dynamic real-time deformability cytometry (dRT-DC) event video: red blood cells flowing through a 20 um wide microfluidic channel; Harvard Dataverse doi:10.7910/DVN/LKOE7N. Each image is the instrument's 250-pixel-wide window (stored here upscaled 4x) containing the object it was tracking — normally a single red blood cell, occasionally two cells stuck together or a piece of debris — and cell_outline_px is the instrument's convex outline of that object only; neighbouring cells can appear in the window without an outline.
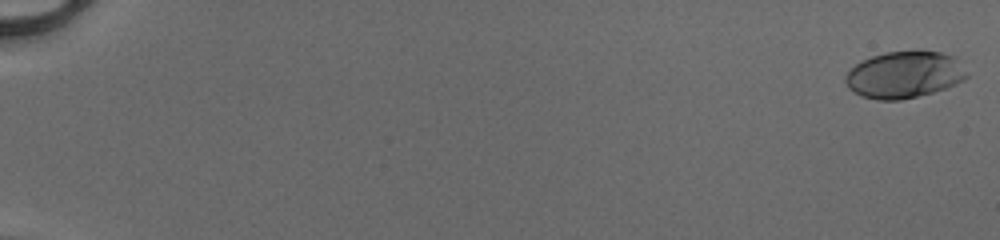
{"species": "human", "species_latin": "Homo sapiens", "temperature_condition": "cold", "stored_images_in_passage": 52, "camera_frame_rate_fps": 3000, "um_per_image_px": 0.085, "donor": {"sex": "male"}, "frame": {"image": 1, "passage_image": 1, "time_ms": 0.0, "image_size_px": [1000, 240], "cell_outline_px": [[968, 76], [964, 80], [948, 88], [900, 100], [876, 100], [860, 96], [848, 88], [844, 80], [844, 76], [860, 60], [884, 52], [916, 48], [920, 48], [940, 52], [956, 56]], "centroid_in_image_um": [76.87, 6.31], "position_along_channel_um": 8.1, "area_um2": 33.93}}
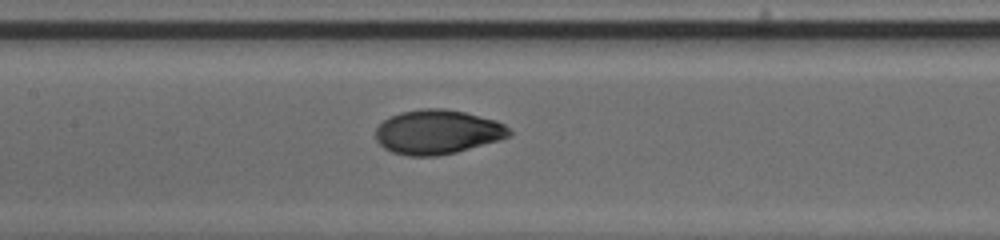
{"frame": {"image": 2, "passage_image": 28, "time_ms": 9.0, "image_size_px": [1000, 240], "cell_outline_px": [[512, 136], [500, 140], [456, 152], [436, 156], [408, 156], [392, 152], [384, 148], [376, 140], [376, 128], [384, 120], [400, 112], [420, 108], [444, 108], [464, 112], [496, 120], [504, 124], [512, 132]], "centroid_in_image_um": [37.2, 11.22], "position_along_channel_um": 170.2, "area_um2": 34.62}}
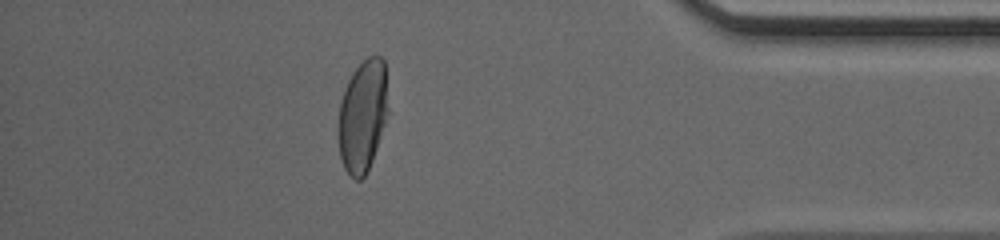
{"frame": {"image": 3, "passage_image": 47, "time_ms": 15.333, "image_size_px": [1000, 240], "cell_outline_px": [[388, 112], [372, 160], [364, 176], [360, 180], [356, 180], [344, 168], [340, 156], [336, 132], [336, 128], [340, 104], [344, 88], [352, 72], [368, 56], [380, 56], [384, 60], [388, 108]], "centroid_in_image_um": [30.79, 9.84], "position_along_channel_um": 404.4, "area_um2": 32.6}, "authors_computed_cell_mechanics": {"area_um2": 33.524, "velocity_mm_per_s": 4.1457, "shape_relaxation_time_tau1_ms": 4.9555, "shape_relaxation_time_tau2_ms": null, "deformation_change_tau1": 0.2101, "deformation_change_tau2": null}}